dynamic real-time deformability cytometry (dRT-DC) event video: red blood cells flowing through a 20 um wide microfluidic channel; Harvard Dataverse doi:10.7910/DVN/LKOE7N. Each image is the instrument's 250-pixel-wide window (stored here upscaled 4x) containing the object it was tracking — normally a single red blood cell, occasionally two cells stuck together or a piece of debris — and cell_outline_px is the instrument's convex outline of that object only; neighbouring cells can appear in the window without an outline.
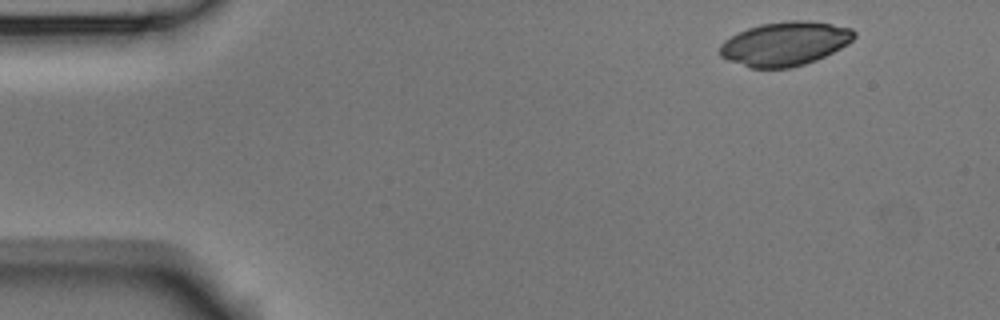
{"species": "Egyptian fruit bat (a non-hibernating species)", "species_latin": "Rousettus aegyptiacus", "temperature_condition": "room temperature", "stored_images_in_passage": 4, "camera_frame_rate_fps": 3000, "um_per_image_px": 0.085, "animal": {"sex": "male"}, "frame": {"image": 1, "passage_image": 1, "time_ms": 0.0, "image_size_px": [1000, 320], "cell_outline_px": [[856, 36], [848, 44], [816, 60], [792, 68], [752, 68], [728, 60], [720, 56], [720, 44], [724, 40], [748, 28], [760, 24], [788, 20], [808, 20], [832, 24], [852, 28], [856, 32]], "centroid_in_image_um": [66.74, 3.71], "position_along_channel_um": 18.3, "area_um2": 34.39}}